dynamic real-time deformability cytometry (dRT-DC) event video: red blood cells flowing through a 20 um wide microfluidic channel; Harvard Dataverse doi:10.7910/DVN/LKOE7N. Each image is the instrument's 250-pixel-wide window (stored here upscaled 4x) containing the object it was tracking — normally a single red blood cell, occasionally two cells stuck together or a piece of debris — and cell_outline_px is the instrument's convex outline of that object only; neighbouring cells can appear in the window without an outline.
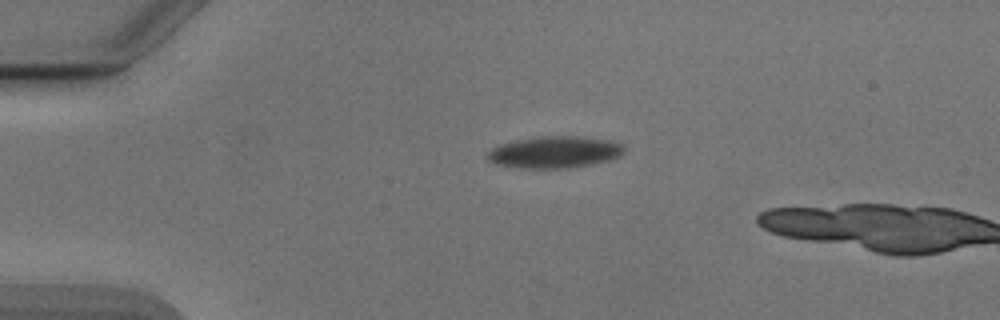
{"species": "Egyptian fruit bat (a non-hibernating species)", "species_latin": "Rousettus aegyptiacus", "temperature_condition": "cold", "stored_images_in_passage": 2, "camera_frame_rate_fps": 3000, "um_per_image_px": 0.085, "animal": {"sex": "male"}, "frame": {"image": 1, "passage_image": 1, "time_ms": 0.0, "image_size_px": [1000, 320], "cell_outline_px": [[624, 152], [620, 156], [608, 160], [592, 164], [568, 168], [528, 168], [500, 164], [488, 160], [488, 152], [492, 148], [500, 144], [516, 140], [540, 136], [576, 136], [608, 140], [624, 144]], "centroid_in_image_um": [47.19, 12.92], "position_along_channel_um": 37.8, "area_um2": 25.03}}